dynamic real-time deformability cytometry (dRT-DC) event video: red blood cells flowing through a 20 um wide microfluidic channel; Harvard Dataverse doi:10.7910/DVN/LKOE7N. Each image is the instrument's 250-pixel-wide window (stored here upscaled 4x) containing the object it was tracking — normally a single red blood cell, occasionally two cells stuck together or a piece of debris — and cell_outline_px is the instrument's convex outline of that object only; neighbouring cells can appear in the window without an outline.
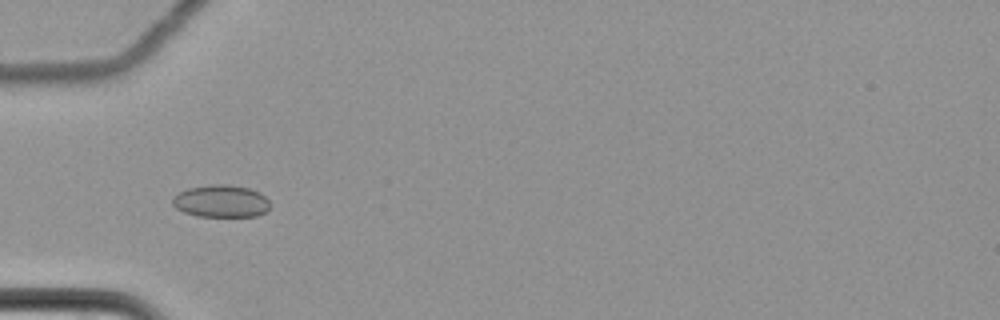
{"species": "common noctule bat (a hibernating species)", "species_latin": "Nyctalus noctula", "temperature_condition": "cold", "stored_images_in_passage": 48, "camera_frame_rate_fps": 3000, "um_per_image_px": 0.085, "animal": {"sex": "female", "body_mass_g": 22.7, "forearm_length_mm": 54.2}, "frame": {"image": 1, "passage_image": 8, "time_ms": 2.333, "image_size_px": [1000, 320], "cell_outline_px": [[268, 208], [264, 212], [256, 216], [196, 216], [184, 212], [176, 208], [172, 204], [172, 196], [188, 188], [212, 184], [224, 184], [248, 188], [260, 192], [268, 200]], "centroid_in_image_um": [18.75, 17.09], "position_along_channel_um": 66.2, "area_um2": 18.26}}
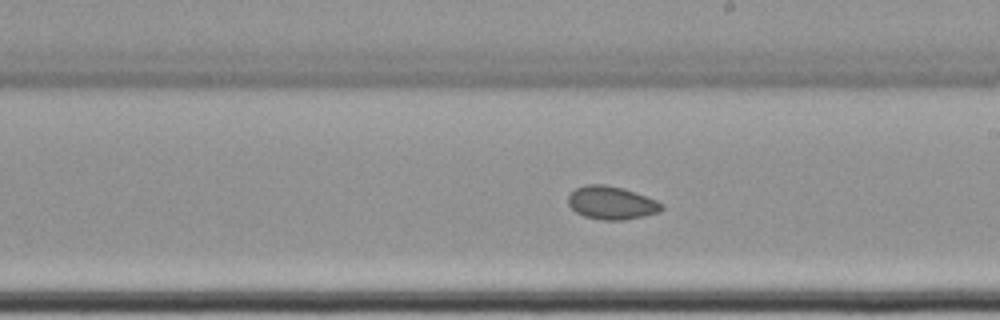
{"frame": {"image": 2, "passage_image": 23, "time_ms": 7.333, "image_size_px": [1000, 320], "cell_outline_px": [[664, 208], [660, 212], [644, 216], [624, 220], [604, 220], [584, 216], [576, 212], [568, 204], [568, 196], [576, 188], [584, 184], [604, 184], [620, 188], [656, 200], [664, 204]], "centroid_in_image_um": [51.97, 17.25], "position_along_channel_um": 237.0, "area_um2": 17.92}}
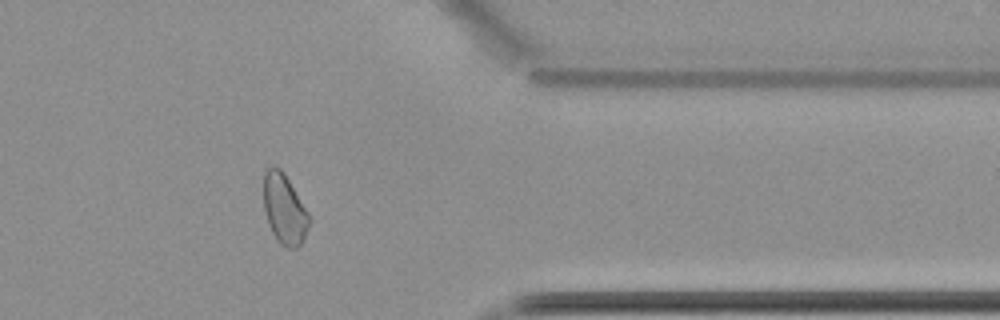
{"frame": {"image": 3, "passage_image": 37, "time_ms": 12.0, "image_size_px": [1000, 320], "cell_outline_px": [[312, 220], [304, 240], [296, 248], [284, 248], [276, 240], [268, 224], [264, 208], [264, 172], [272, 164], [280, 168], [284, 172], [308, 212]], "centroid_in_image_um": [24.19, 17.79], "position_along_channel_um": 387.2, "area_um2": 18.9}, "authors_computed_cell_mechanics": {"area_um2": 18.2648, "velocity_mm_per_s": 3.4881, "shape_relaxation_time_tau1_ms": null, "shape_relaxation_time_tau2_ms": 7.9961, "deformation_change_tau1": null, "deformation_change_tau2": 0.0899}}